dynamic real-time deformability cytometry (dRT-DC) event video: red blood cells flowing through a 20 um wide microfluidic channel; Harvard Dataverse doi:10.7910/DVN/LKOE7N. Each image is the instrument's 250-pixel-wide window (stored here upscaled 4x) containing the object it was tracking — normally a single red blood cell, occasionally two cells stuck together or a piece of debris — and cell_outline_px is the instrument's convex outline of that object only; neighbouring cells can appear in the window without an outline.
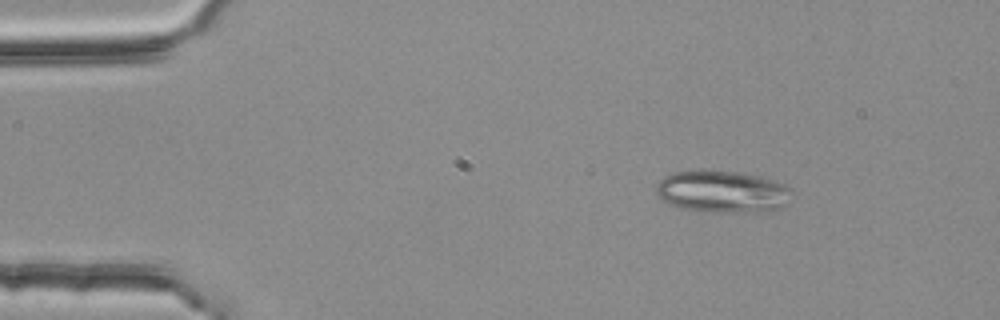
{"species": "common noctule bat (a hibernating species)", "species_latin": "Nyctalus noctula", "temperature_condition": "room temperature", "stored_images_in_passage": 3, "camera_frame_rate_fps": 3000, "um_per_image_px": 0.085, "animal": {"sex": "female", "body_mass_g": 25.1}, "frame": {"image": 1, "passage_image": 1, "time_ms": 0.0, "image_size_px": [1000, 320], "cell_outline_px": [[788, 204], [764, 212], [708, 212], [680, 208], [664, 200], [656, 192], [656, 184], [664, 176], [676, 172], [704, 168], [736, 172], [760, 176], [784, 184], [788, 188]], "centroid_in_image_um": [61.35, 16.27], "position_along_channel_um": 23.6, "area_um2": 33.29}}